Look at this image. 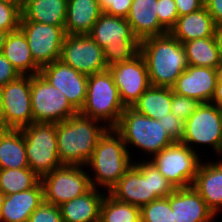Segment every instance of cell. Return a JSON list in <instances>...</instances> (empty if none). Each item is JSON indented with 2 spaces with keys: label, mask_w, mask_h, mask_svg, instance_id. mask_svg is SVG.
<instances>
[{
  "label": "cell",
  "mask_w": 222,
  "mask_h": 222,
  "mask_svg": "<svg viewBox=\"0 0 222 222\" xmlns=\"http://www.w3.org/2000/svg\"><path fill=\"white\" fill-rule=\"evenodd\" d=\"M44 202L60 206L92 186L86 166L61 165L41 178Z\"/></svg>",
  "instance_id": "cell-12"
},
{
  "label": "cell",
  "mask_w": 222,
  "mask_h": 222,
  "mask_svg": "<svg viewBox=\"0 0 222 222\" xmlns=\"http://www.w3.org/2000/svg\"><path fill=\"white\" fill-rule=\"evenodd\" d=\"M41 178L30 168L0 169V193L10 195L34 188Z\"/></svg>",
  "instance_id": "cell-31"
},
{
  "label": "cell",
  "mask_w": 222,
  "mask_h": 222,
  "mask_svg": "<svg viewBox=\"0 0 222 222\" xmlns=\"http://www.w3.org/2000/svg\"><path fill=\"white\" fill-rule=\"evenodd\" d=\"M34 123H59L78 113L66 96L40 73L30 76Z\"/></svg>",
  "instance_id": "cell-11"
},
{
  "label": "cell",
  "mask_w": 222,
  "mask_h": 222,
  "mask_svg": "<svg viewBox=\"0 0 222 222\" xmlns=\"http://www.w3.org/2000/svg\"><path fill=\"white\" fill-rule=\"evenodd\" d=\"M204 6L213 18L215 25L222 24V0H206Z\"/></svg>",
  "instance_id": "cell-42"
},
{
  "label": "cell",
  "mask_w": 222,
  "mask_h": 222,
  "mask_svg": "<svg viewBox=\"0 0 222 222\" xmlns=\"http://www.w3.org/2000/svg\"><path fill=\"white\" fill-rule=\"evenodd\" d=\"M151 86L172 87L189 66L183 44L170 33L140 41Z\"/></svg>",
  "instance_id": "cell-3"
},
{
  "label": "cell",
  "mask_w": 222,
  "mask_h": 222,
  "mask_svg": "<svg viewBox=\"0 0 222 222\" xmlns=\"http://www.w3.org/2000/svg\"><path fill=\"white\" fill-rule=\"evenodd\" d=\"M68 0H27L21 21L65 26Z\"/></svg>",
  "instance_id": "cell-28"
},
{
  "label": "cell",
  "mask_w": 222,
  "mask_h": 222,
  "mask_svg": "<svg viewBox=\"0 0 222 222\" xmlns=\"http://www.w3.org/2000/svg\"><path fill=\"white\" fill-rule=\"evenodd\" d=\"M215 68L189 65L171 87L173 92L200 103H210L217 85Z\"/></svg>",
  "instance_id": "cell-18"
},
{
  "label": "cell",
  "mask_w": 222,
  "mask_h": 222,
  "mask_svg": "<svg viewBox=\"0 0 222 222\" xmlns=\"http://www.w3.org/2000/svg\"><path fill=\"white\" fill-rule=\"evenodd\" d=\"M40 74L59 89L78 112L81 110L86 100L87 75L76 71L60 60L43 66Z\"/></svg>",
  "instance_id": "cell-17"
},
{
  "label": "cell",
  "mask_w": 222,
  "mask_h": 222,
  "mask_svg": "<svg viewBox=\"0 0 222 222\" xmlns=\"http://www.w3.org/2000/svg\"><path fill=\"white\" fill-rule=\"evenodd\" d=\"M172 88L149 86L131 106L138 113L159 120L171 112Z\"/></svg>",
  "instance_id": "cell-29"
},
{
  "label": "cell",
  "mask_w": 222,
  "mask_h": 222,
  "mask_svg": "<svg viewBox=\"0 0 222 222\" xmlns=\"http://www.w3.org/2000/svg\"><path fill=\"white\" fill-rule=\"evenodd\" d=\"M214 38L216 41L217 49L222 60V24L216 25L214 29Z\"/></svg>",
  "instance_id": "cell-44"
},
{
  "label": "cell",
  "mask_w": 222,
  "mask_h": 222,
  "mask_svg": "<svg viewBox=\"0 0 222 222\" xmlns=\"http://www.w3.org/2000/svg\"><path fill=\"white\" fill-rule=\"evenodd\" d=\"M159 23L169 32L178 19L175 0H157Z\"/></svg>",
  "instance_id": "cell-36"
},
{
  "label": "cell",
  "mask_w": 222,
  "mask_h": 222,
  "mask_svg": "<svg viewBox=\"0 0 222 222\" xmlns=\"http://www.w3.org/2000/svg\"><path fill=\"white\" fill-rule=\"evenodd\" d=\"M102 13L98 0H68L64 26L66 35L89 34Z\"/></svg>",
  "instance_id": "cell-24"
},
{
  "label": "cell",
  "mask_w": 222,
  "mask_h": 222,
  "mask_svg": "<svg viewBox=\"0 0 222 222\" xmlns=\"http://www.w3.org/2000/svg\"><path fill=\"white\" fill-rule=\"evenodd\" d=\"M159 122L165 128L167 134L174 142H181L185 132V121L174 116L171 112L159 119Z\"/></svg>",
  "instance_id": "cell-38"
},
{
  "label": "cell",
  "mask_w": 222,
  "mask_h": 222,
  "mask_svg": "<svg viewBox=\"0 0 222 222\" xmlns=\"http://www.w3.org/2000/svg\"><path fill=\"white\" fill-rule=\"evenodd\" d=\"M29 168L21 129L0 131V169Z\"/></svg>",
  "instance_id": "cell-27"
},
{
  "label": "cell",
  "mask_w": 222,
  "mask_h": 222,
  "mask_svg": "<svg viewBox=\"0 0 222 222\" xmlns=\"http://www.w3.org/2000/svg\"><path fill=\"white\" fill-rule=\"evenodd\" d=\"M183 46L189 65L216 69L221 62L214 36L187 41Z\"/></svg>",
  "instance_id": "cell-30"
},
{
  "label": "cell",
  "mask_w": 222,
  "mask_h": 222,
  "mask_svg": "<svg viewBox=\"0 0 222 222\" xmlns=\"http://www.w3.org/2000/svg\"><path fill=\"white\" fill-rule=\"evenodd\" d=\"M133 0H115V7H109L104 13L127 18Z\"/></svg>",
  "instance_id": "cell-41"
},
{
  "label": "cell",
  "mask_w": 222,
  "mask_h": 222,
  "mask_svg": "<svg viewBox=\"0 0 222 222\" xmlns=\"http://www.w3.org/2000/svg\"><path fill=\"white\" fill-rule=\"evenodd\" d=\"M181 142L202 154V158L206 156L205 152L211 149L214 158H222V109L211 103H201L185 121V132Z\"/></svg>",
  "instance_id": "cell-8"
},
{
  "label": "cell",
  "mask_w": 222,
  "mask_h": 222,
  "mask_svg": "<svg viewBox=\"0 0 222 222\" xmlns=\"http://www.w3.org/2000/svg\"><path fill=\"white\" fill-rule=\"evenodd\" d=\"M21 131L29 168L40 178L62 165L57 148V123H32Z\"/></svg>",
  "instance_id": "cell-9"
},
{
  "label": "cell",
  "mask_w": 222,
  "mask_h": 222,
  "mask_svg": "<svg viewBox=\"0 0 222 222\" xmlns=\"http://www.w3.org/2000/svg\"><path fill=\"white\" fill-rule=\"evenodd\" d=\"M157 12V0H133L126 19L139 41L169 33L159 23Z\"/></svg>",
  "instance_id": "cell-21"
},
{
  "label": "cell",
  "mask_w": 222,
  "mask_h": 222,
  "mask_svg": "<svg viewBox=\"0 0 222 222\" xmlns=\"http://www.w3.org/2000/svg\"><path fill=\"white\" fill-rule=\"evenodd\" d=\"M88 35L103 48L108 67L130 60L140 53V41L126 18L103 12Z\"/></svg>",
  "instance_id": "cell-6"
},
{
  "label": "cell",
  "mask_w": 222,
  "mask_h": 222,
  "mask_svg": "<svg viewBox=\"0 0 222 222\" xmlns=\"http://www.w3.org/2000/svg\"><path fill=\"white\" fill-rule=\"evenodd\" d=\"M22 13L16 6L0 1V29L12 32L20 27Z\"/></svg>",
  "instance_id": "cell-34"
},
{
  "label": "cell",
  "mask_w": 222,
  "mask_h": 222,
  "mask_svg": "<svg viewBox=\"0 0 222 222\" xmlns=\"http://www.w3.org/2000/svg\"><path fill=\"white\" fill-rule=\"evenodd\" d=\"M2 203H3V195L0 193V222H1V209H2Z\"/></svg>",
  "instance_id": "cell-50"
},
{
  "label": "cell",
  "mask_w": 222,
  "mask_h": 222,
  "mask_svg": "<svg viewBox=\"0 0 222 222\" xmlns=\"http://www.w3.org/2000/svg\"><path fill=\"white\" fill-rule=\"evenodd\" d=\"M201 103L193 98L180 96L172 90L171 113L186 121L193 114Z\"/></svg>",
  "instance_id": "cell-35"
},
{
  "label": "cell",
  "mask_w": 222,
  "mask_h": 222,
  "mask_svg": "<svg viewBox=\"0 0 222 222\" xmlns=\"http://www.w3.org/2000/svg\"><path fill=\"white\" fill-rule=\"evenodd\" d=\"M143 222H175L167 197L153 200L140 209Z\"/></svg>",
  "instance_id": "cell-33"
},
{
  "label": "cell",
  "mask_w": 222,
  "mask_h": 222,
  "mask_svg": "<svg viewBox=\"0 0 222 222\" xmlns=\"http://www.w3.org/2000/svg\"><path fill=\"white\" fill-rule=\"evenodd\" d=\"M114 129L121 135L133 162L136 159L149 160L153 155L174 143L159 120L138 113L132 107L125 108ZM134 151L140 155H136ZM137 156L141 157L137 158Z\"/></svg>",
  "instance_id": "cell-5"
},
{
  "label": "cell",
  "mask_w": 222,
  "mask_h": 222,
  "mask_svg": "<svg viewBox=\"0 0 222 222\" xmlns=\"http://www.w3.org/2000/svg\"><path fill=\"white\" fill-rule=\"evenodd\" d=\"M178 16L193 13L204 6L203 0H175Z\"/></svg>",
  "instance_id": "cell-40"
},
{
  "label": "cell",
  "mask_w": 222,
  "mask_h": 222,
  "mask_svg": "<svg viewBox=\"0 0 222 222\" xmlns=\"http://www.w3.org/2000/svg\"><path fill=\"white\" fill-rule=\"evenodd\" d=\"M91 187L85 194L61 204L63 222H99L100 207L107 192Z\"/></svg>",
  "instance_id": "cell-23"
},
{
  "label": "cell",
  "mask_w": 222,
  "mask_h": 222,
  "mask_svg": "<svg viewBox=\"0 0 222 222\" xmlns=\"http://www.w3.org/2000/svg\"><path fill=\"white\" fill-rule=\"evenodd\" d=\"M44 201L41 181L32 189L3 196L1 222H28L30 215Z\"/></svg>",
  "instance_id": "cell-22"
},
{
  "label": "cell",
  "mask_w": 222,
  "mask_h": 222,
  "mask_svg": "<svg viewBox=\"0 0 222 222\" xmlns=\"http://www.w3.org/2000/svg\"><path fill=\"white\" fill-rule=\"evenodd\" d=\"M175 222H215L217 216L192 187L175 189L167 196Z\"/></svg>",
  "instance_id": "cell-20"
},
{
  "label": "cell",
  "mask_w": 222,
  "mask_h": 222,
  "mask_svg": "<svg viewBox=\"0 0 222 222\" xmlns=\"http://www.w3.org/2000/svg\"><path fill=\"white\" fill-rule=\"evenodd\" d=\"M215 26L213 18L203 6L193 13L178 17L169 33L183 44L198 38L213 37Z\"/></svg>",
  "instance_id": "cell-25"
},
{
  "label": "cell",
  "mask_w": 222,
  "mask_h": 222,
  "mask_svg": "<svg viewBox=\"0 0 222 222\" xmlns=\"http://www.w3.org/2000/svg\"><path fill=\"white\" fill-rule=\"evenodd\" d=\"M19 28L27 38L33 60L40 68L59 60L66 37L64 26L20 21Z\"/></svg>",
  "instance_id": "cell-13"
},
{
  "label": "cell",
  "mask_w": 222,
  "mask_h": 222,
  "mask_svg": "<svg viewBox=\"0 0 222 222\" xmlns=\"http://www.w3.org/2000/svg\"><path fill=\"white\" fill-rule=\"evenodd\" d=\"M210 103L216 105L219 109H222V82H217L215 92Z\"/></svg>",
  "instance_id": "cell-43"
},
{
  "label": "cell",
  "mask_w": 222,
  "mask_h": 222,
  "mask_svg": "<svg viewBox=\"0 0 222 222\" xmlns=\"http://www.w3.org/2000/svg\"><path fill=\"white\" fill-rule=\"evenodd\" d=\"M125 108L109 69L88 76L86 100L80 114L114 128Z\"/></svg>",
  "instance_id": "cell-7"
},
{
  "label": "cell",
  "mask_w": 222,
  "mask_h": 222,
  "mask_svg": "<svg viewBox=\"0 0 222 222\" xmlns=\"http://www.w3.org/2000/svg\"><path fill=\"white\" fill-rule=\"evenodd\" d=\"M132 164L121 135L114 128H108L86 165L91 186L108 193Z\"/></svg>",
  "instance_id": "cell-4"
},
{
  "label": "cell",
  "mask_w": 222,
  "mask_h": 222,
  "mask_svg": "<svg viewBox=\"0 0 222 222\" xmlns=\"http://www.w3.org/2000/svg\"><path fill=\"white\" fill-rule=\"evenodd\" d=\"M102 12H105L109 7H115V0H98Z\"/></svg>",
  "instance_id": "cell-45"
},
{
  "label": "cell",
  "mask_w": 222,
  "mask_h": 222,
  "mask_svg": "<svg viewBox=\"0 0 222 222\" xmlns=\"http://www.w3.org/2000/svg\"><path fill=\"white\" fill-rule=\"evenodd\" d=\"M2 110H3V92H2V86H0V123H1Z\"/></svg>",
  "instance_id": "cell-49"
},
{
  "label": "cell",
  "mask_w": 222,
  "mask_h": 222,
  "mask_svg": "<svg viewBox=\"0 0 222 222\" xmlns=\"http://www.w3.org/2000/svg\"><path fill=\"white\" fill-rule=\"evenodd\" d=\"M135 222H143L141 216Z\"/></svg>",
  "instance_id": "cell-51"
},
{
  "label": "cell",
  "mask_w": 222,
  "mask_h": 222,
  "mask_svg": "<svg viewBox=\"0 0 222 222\" xmlns=\"http://www.w3.org/2000/svg\"><path fill=\"white\" fill-rule=\"evenodd\" d=\"M2 128L21 129L34 123L31 106L30 75H20L2 86Z\"/></svg>",
  "instance_id": "cell-15"
},
{
  "label": "cell",
  "mask_w": 222,
  "mask_h": 222,
  "mask_svg": "<svg viewBox=\"0 0 222 222\" xmlns=\"http://www.w3.org/2000/svg\"><path fill=\"white\" fill-rule=\"evenodd\" d=\"M216 71H217V82H222V60L220 62V64L216 67Z\"/></svg>",
  "instance_id": "cell-48"
},
{
  "label": "cell",
  "mask_w": 222,
  "mask_h": 222,
  "mask_svg": "<svg viewBox=\"0 0 222 222\" xmlns=\"http://www.w3.org/2000/svg\"><path fill=\"white\" fill-rule=\"evenodd\" d=\"M208 156L212 161L207 159ZM212 157V155H207L205 160L203 158L192 187L200 194L212 212L218 216L222 213V158Z\"/></svg>",
  "instance_id": "cell-19"
},
{
  "label": "cell",
  "mask_w": 222,
  "mask_h": 222,
  "mask_svg": "<svg viewBox=\"0 0 222 222\" xmlns=\"http://www.w3.org/2000/svg\"><path fill=\"white\" fill-rule=\"evenodd\" d=\"M1 53L20 75L32 76L40 73L41 68L33 60L27 38L20 28L9 32Z\"/></svg>",
  "instance_id": "cell-26"
},
{
  "label": "cell",
  "mask_w": 222,
  "mask_h": 222,
  "mask_svg": "<svg viewBox=\"0 0 222 222\" xmlns=\"http://www.w3.org/2000/svg\"><path fill=\"white\" fill-rule=\"evenodd\" d=\"M174 186L148 160H136L108 194L140 209L153 200L174 192Z\"/></svg>",
  "instance_id": "cell-1"
},
{
  "label": "cell",
  "mask_w": 222,
  "mask_h": 222,
  "mask_svg": "<svg viewBox=\"0 0 222 222\" xmlns=\"http://www.w3.org/2000/svg\"><path fill=\"white\" fill-rule=\"evenodd\" d=\"M139 217V207L120 202L108 193L105 194L100 207L99 222H135Z\"/></svg>",
  "instance_id": "cell-32"
},
{
  "label": "cell",
  "mask_w": 222,
  "mask_h": 222,
  "mask_svg": "<svg viewBox=\"0 0 222 222\" xmlns=\"http://www.w3.org/2000/svg\"><path fill=\"white\" fill-rule=\"evenodd\" d=\"M108 127L79 112L57 123V148L62 165L86 166Z\"/></svg>",
  "instance_id": "cell-2"
},
{
  "label": "cell",
  "mask_w": 222,
  "mask_h": 222,
  "mask_svg": "<svg viewBox=\"0 0 222 222\" xmlns=\"http://www.w3.org/2000/svg\"><path fill=\"white\" fill-rule=\"evenodd\" d=\"M108 69L125 107H131L150 86L147 64L141 53Z\"/></svg>",
  "instance_id": "cell-16"
},
{
  "label": "cell",
  "mask_w": 222,
  "mask_h": 222,
  "mask_svg": "<svg viewBox=\"0 0 222 222\" xmlns=\"http://www.w3.org/2000/svg\"><path fill=\"white\" fill-rule=\"evenodd\" d=\"M16 6L21 11L24 9L27 0H0Z\"/></svg>",
  "instance_id": "cell-46"
},
{
  "label": "cell",
  "mask_w": 222,
  "mask_h": 222,
  "mask_svg": "<svg viewBox=\"0 0 222 222\" xmlns=\"http://www.w3.org/2000/svg\"><path fill=\"white\" fill-rule=\"evenodd\" d=\"M202 155L192 150L182 142H174L159 153L153 155L150 161L175 189L192 186Z\"/></svg>",
  "instance_id": "cell-10"
},
{
  "label": "cell",
  "mask_w": 222,
  "mask_h": 222,
  "mask_svg": "<svg viewBox=\"0 0 222 222\" xmlns=\"http://www.w3.org/2000/svg\"><path fill=\"white\" fill-rule=\"evenodd\" d=\"M8 34L9 32L0 29V52L2 51V48L4 46Z\"/></svg>",
  "instance_id": "cell-47"
},
{
  "label": "cell",
  "mask_w": 222,
  "mask_h": 222,
  "mask_svg": "<svg viewBox=\"0 0 222 222\" xmlns=\"http://www.w3.org/2000/svg\"><path fill=\"white\" fill-rule=\"evenodd\" d=\"M59 60L87 76L108 69L103 48L88 34L66 35Z\"/></svg>",
  "instance_id": "cell-14"
},
{
  "label": "cell",
  "mask_w": 222,
  "mask_h": 222,
  "mask_svg": "<svg viewBox=\"0 0 222 222\" xmlns=\"http://www.w3.org/2000/svg\"><path fill=\"white\" fill-rule=\"evenodd\" d=\"M20 76L10 61L0 52V86L14 81Z\"/></svg>",
  "instance_id": "cell-39"
},
{
  "label": "cell",
  "mask_w": 222,
  "mask_h": 222,
  "mask_svg": "<svg viewBox=\"0 0 222 222\" xmlns=\"http://www.w3.org/2000/svg\"><path fill=\"white\" fill-rule=\"evenodd\" d=\"M28 222H63L60 207L43 201L30 215Z\"/></svg>",
  "instance_id": "cell-37"
}]
</instances>
